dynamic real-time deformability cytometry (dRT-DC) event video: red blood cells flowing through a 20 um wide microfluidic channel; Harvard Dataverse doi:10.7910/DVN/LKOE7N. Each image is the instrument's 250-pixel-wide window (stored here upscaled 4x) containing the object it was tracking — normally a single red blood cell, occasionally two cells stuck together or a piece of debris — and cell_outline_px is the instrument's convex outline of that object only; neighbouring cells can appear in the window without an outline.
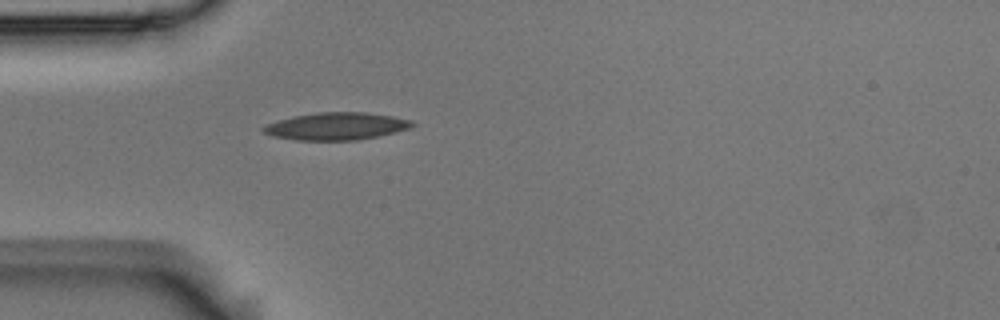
{"species": "Egyptian fruit bat (a non-hibernating species)", "species_latin": "Rousettus aegyptiacus", "temperature_condition": "room temperature", "stored_images_in_passage": 3, "camera_frame_rate_fps": 3000, "um_per_image_px": 0.085, "animal": {"sex": "male"}, "frame": {"image": 1, "passage_image": 3, "time_ms": 0.667, "image_size_px": [1000, 320], "cell_outline_px": [[416, 124], [408, 128], [396, 132], [380, 136], [356, 140], [296, 140], [272, 136], [264, 132], [260, 128], [268, 124], [280, 120], [296, 116], [316, 112], [368, 112], [392, 116], [412, 120]], "centroid_in_image_um": [28.62, 10.73], "position_along_channel_um": 56.4, "area_um2": 23.7}}